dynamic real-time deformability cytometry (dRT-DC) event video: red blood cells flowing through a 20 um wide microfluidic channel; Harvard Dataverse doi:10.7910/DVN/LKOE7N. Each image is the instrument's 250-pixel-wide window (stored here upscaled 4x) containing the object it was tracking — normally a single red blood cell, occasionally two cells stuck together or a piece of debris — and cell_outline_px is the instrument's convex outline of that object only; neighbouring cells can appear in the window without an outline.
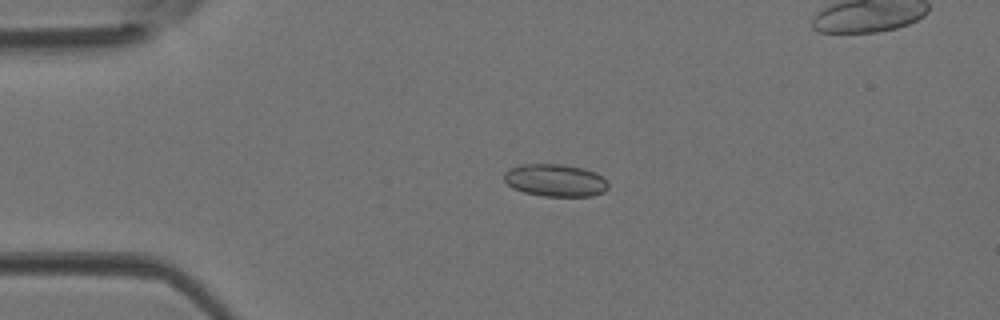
{"species": "Egyptian fruit bat (a non-hibernating species)", "species_latin": "Rousettus aegyptiacus", "temperature_condition": "room temperature", "stored_images_in_passage": 43, "camera_frame_rate_fps": 3000, "um_per_image_px": 0.085, "animal": {"sex": "female"}, "frame": {"image": 1, "passage_image": 9, "time_ms": 2.667, "image_size_px": [1000, 320], "cell_outline_px": [[608, 188], [604, 192], [592, 196], [544, 196], [524, 192], [512, 188], [504, 180], [504, 172], [508, 168], [520, 164], [564, 164], [584, 168], [596, 172], [608, 180]], "centroid_in_image_um": [47.21, 15.31], "position_along_channel_um": 37.8, "area_um2": 20.0}}
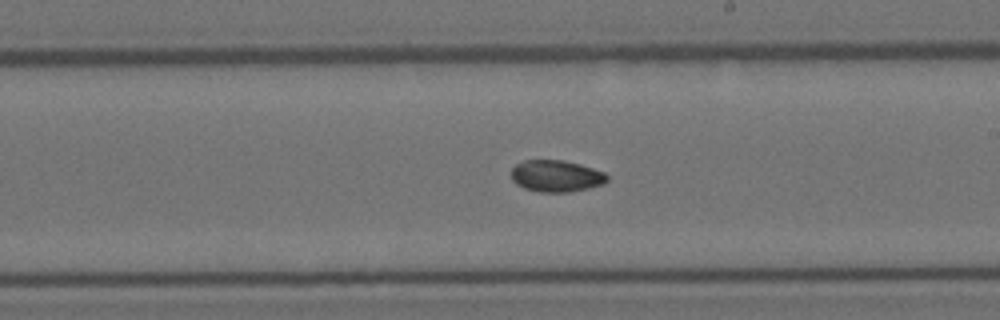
{"frame": {"image": 2, "passage_image": 24, "time_ms": 7.667, "image_size_px": [1000, 320], "cell_outline_px": [[608, 180], [604, 184], [588, 188], [568, 192], [540, 192], [524, 188], [516, 184], [512, 180], [512, 168], [516, 164], [524, 160], [564, 160], [580, 164], [604, 172], [608, 176]], "centroid_in_image_um": [47.28, 14.96], "position_along_channel_um": 241.7, "area_um2": 17.74}}
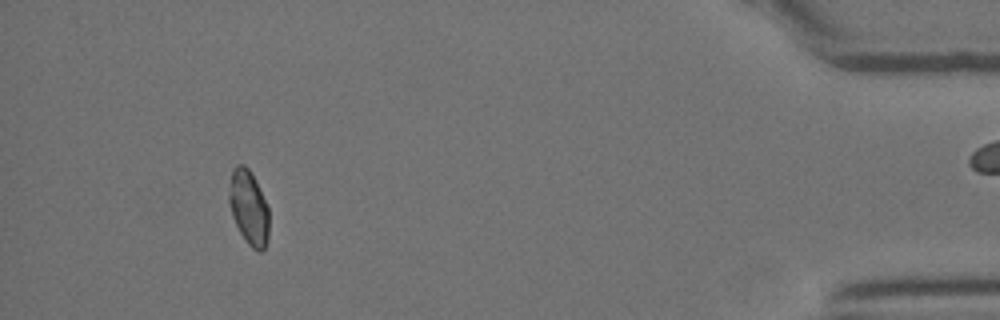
{"frame": {"image": 3, "passage_image": 39, "time_ms": 12.667, "image_size_px": [1000, 320], "cell_outline_px": [[268, 240], [264, 248], [260, 252], [252, 248], [244, 240], [232, 216], [228, 200], [228, 196], [232, 168], [236, 164], [244, 164], [248, 168], [268, 208]], "centroid_in_image_um": [21.11, 17.66], "position_along_channel_um": 414.1, "area_um2": 17.11}}